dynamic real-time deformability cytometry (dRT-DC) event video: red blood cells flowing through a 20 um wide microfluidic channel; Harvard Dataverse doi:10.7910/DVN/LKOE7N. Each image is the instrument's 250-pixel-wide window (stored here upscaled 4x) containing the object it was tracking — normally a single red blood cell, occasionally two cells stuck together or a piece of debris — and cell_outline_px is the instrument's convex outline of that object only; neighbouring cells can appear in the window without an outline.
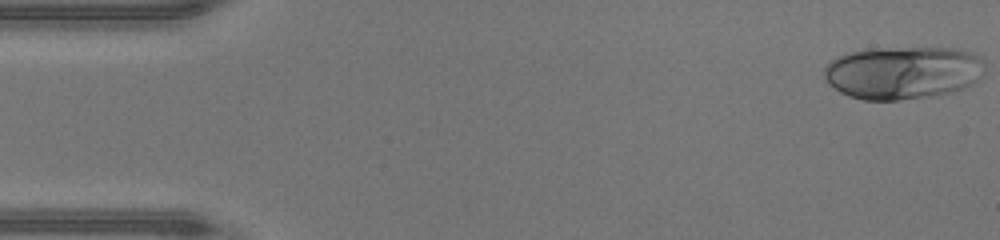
{"species": "human", "species_latin": "Homo sapiens", "temperature_condition": "warm", "stored_images_in_passage": 46, "camera_frame_rate_fps": 3000, "um_per_image_px": 0.085, "donor": {"sex": "male"}, "frame": {"image": 1, "passage_image": 1, "time_ms": 0.0, "image_size_px": [1000, 240], "cell_outline_px": [[984, 64], [980, 76], [976, 80], [952, 92], [932, 96], [900, 100], [864, 100], [840, 92], [828, 84], [824, 76], [824, 68], [832, 60], [840, 56], [852, 52], [876, 48], [956, 48], [972, 52], [984, 60]], "centroid_in_image_um": [76.74, 6.17], "position_along_channel_um": 8.3, "area_um2": 49.25}}
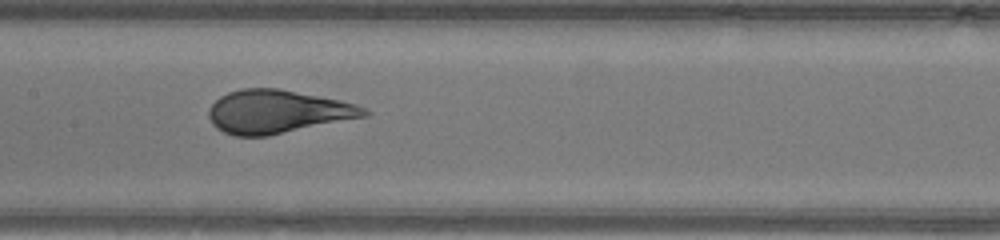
{"frame": {"image": 2, "passage_image": 22, "time_ms": 7.0, "image_size_px": [1000, 240], "cell_outline_px": [[372, 112], [368, 116], [268, 136], [232, 136], [216, 128], [212, 124], [208, 116], [208, 108], [220, 96], [228, 92], [240, 88], [280, 88], [340, 100], [356, 104]], "centroid_in_image_um": [23.57, 9.49], "position_along_channel_um": 183.8, "area_um2": 39.54}}
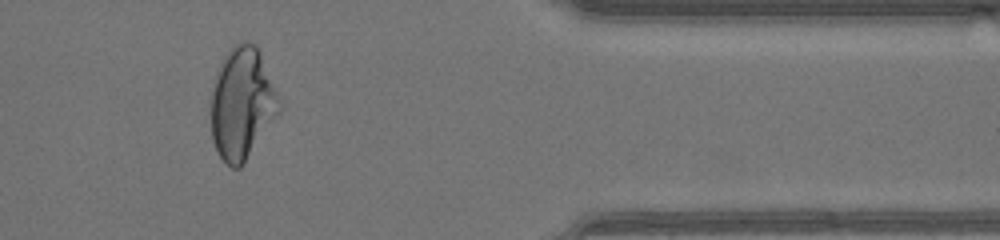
{"frame": {"image": 3, "passage_image": 38, "time_ms": 12.333, "image_size_px": [1000, 240], "cell_outline_px": [[284, 108], [240, 168], [232, 168], [220, 156], [212, 140], [212, 92], [216, 72], [220, 60], [232, 44], [240, 40], [248, 40], [256, 44], [260, 52], [280, 96]], "centroid_in_image_um": [20.62, 8.73], "position_along_channel_um": 390.8, "area_um2": 45.2}, "authors_computed_cell_mechanics": {"area_um2": 42.9454, "velocity_mm_per_s": 4.4015, "shape_relaxation_time_tau1_ms": 5.5197, "shape_relaxation_time_tau2_ms": null, "deformation_change_tau1": 0.2681, "deformation_change_tau2": null}}